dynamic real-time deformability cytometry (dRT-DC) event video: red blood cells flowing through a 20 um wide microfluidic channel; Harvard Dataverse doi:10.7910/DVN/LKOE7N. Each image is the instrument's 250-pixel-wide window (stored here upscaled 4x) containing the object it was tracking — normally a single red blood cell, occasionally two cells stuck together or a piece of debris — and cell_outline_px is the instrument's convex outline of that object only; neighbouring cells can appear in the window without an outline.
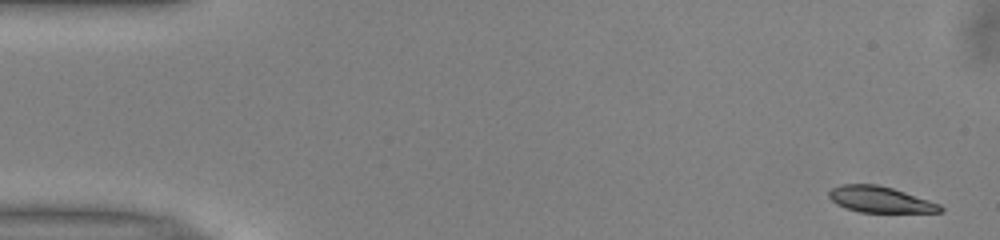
{"species": "common noctule bat (a hibernating species)", "species_latin": "Nyctalus noctula", "temperature_condition": "warm", "stored_images_in_passage": 50, "camera_frame_rate_fps": 3000, "um_per_image_px": 0.085, "animal": {"sex": "male", "body_mass_g": 13.0, "forearm_length_mm": 53.1}, "frame": {"image": 1, "passage_image": 1, "time_ms": 0.0, "image_size_px": [1000, 240], "cell_outline_px": [[944, 212], [860, 212], [844, 208], [836, 204], [828, 196], [828, 192], [832, 188], [840, 184], [876, 184], [892, 188], [940, 204], [944, 208]], "centroid_in_image_um": [74.78, 16.96], "position_along_channel_um": 10.2, "area_um2": 16.88}}
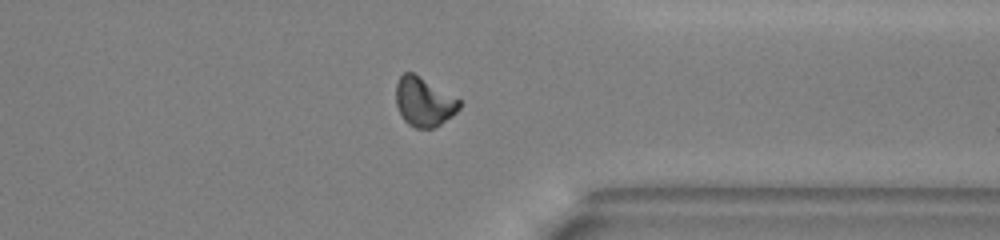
{"frame": {"image": 2, "passage_image": 39, "time_ms": 12.667, "image_size_px": [1000, 240], "cell_outline_px": [[460, 108], [452, 116], [440, 124], [432, 128], [416, 128], [408, 124], [404, 120], [396, 104], [396, 84], [400, 76], [404, 72], [412, 72], [460, 100]], "centroid_in_image_um": [36.01, 8.66], "position_along_channel_um": 375.4, "area_um2": 17.8}}
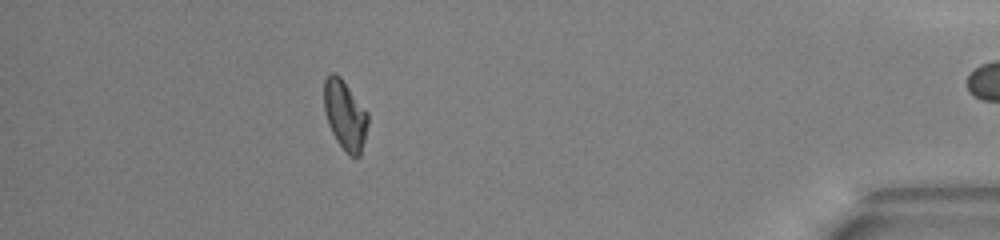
{"frame": {"image": 3, "passage_image": 45, "time_ms": 14.667, "image_size_px": [1000, 240], "cell_outline_px": [[368, 124], [360, 156], [348, 156], [336, 140], [328, 124], [324, 112], [324, 80], [328, 72], [336, 72], [340, 76], [368, 112]], "centroid_in_image_um": [29.31, 9.75], "position_along_channel_um": 405.9, "area_um2": 17.98}, "authors_computed_cell_mechanics": {"area_um2": 18.2359, "velocity_mm_per_s": 3.9642, "shape_relaxation_time_tau1_ms": 3.8509, "shape_relaxation_time_tau2_ms": 10.6407, "deformation_change_tau1": 0.139, "deformation_change_tau2": 0.1702}}